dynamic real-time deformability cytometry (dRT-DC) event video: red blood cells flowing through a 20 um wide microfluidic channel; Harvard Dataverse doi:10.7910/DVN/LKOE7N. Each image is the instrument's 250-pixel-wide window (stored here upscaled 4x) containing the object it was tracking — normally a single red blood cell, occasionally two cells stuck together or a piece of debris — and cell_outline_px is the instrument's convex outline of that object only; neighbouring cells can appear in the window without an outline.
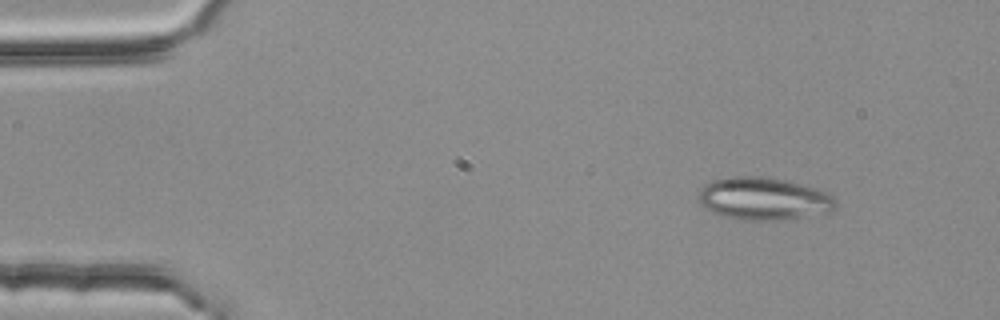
{"species": "common noctule bat (a hibernating species)", "species_latin": "Nyctalus noctula", "temperature_condition": "room temperature", "stored_images_in_passage": 6, "camera_frame_rate_fps": 3000, "um_per_image_px": 0.085, "animal": {"sex": "female", "body_mass_g": 25.1}, "frame": {"image": 1, "passage_image": 2, "time_ms": 0.333, "image_size_px": [1000, 320], "cell_outline_px": [[836, 208], [828, 212], [776, 220], [744, 220], [724, 216], [712, 212], [704, 208], [700, 204], [696, 196], [700, 188], [712, 180], [732, 176], [768, 176], [804, 184], [816, 188], [832, 196], [836, 200]], "centroid_in_image_um": [64.86, 16.87], "position_along_channel_um": 20.1, "area_um2": 34.22}}
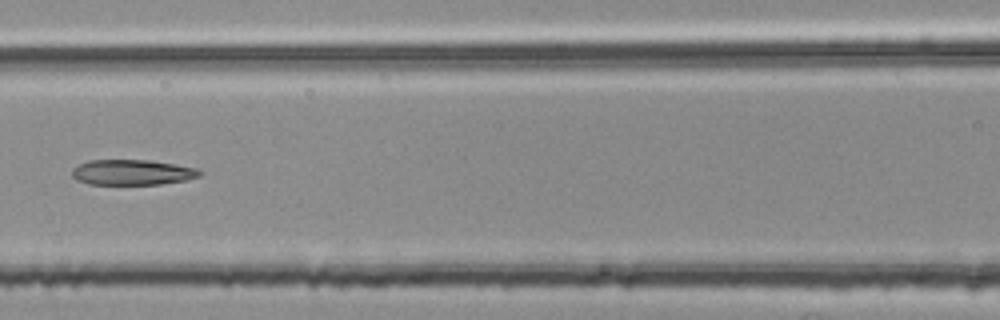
{"frame": {"image": 2, "passage_image": 6, "time_ms": 1.667, "image_size_px": [1000, 320], "cell_outline_px": [[204, 172], [200, 176], [188, 180], [160, 184], [88, 184], [76, 180], [72, 176], [72, 168], [88, 160], [148, 160], [176, 164], [196, 168]], "centroid_in_image_um": [11.26, 14.65], "position_along_channel_um": 155.3, "area_um2": 19.02}}